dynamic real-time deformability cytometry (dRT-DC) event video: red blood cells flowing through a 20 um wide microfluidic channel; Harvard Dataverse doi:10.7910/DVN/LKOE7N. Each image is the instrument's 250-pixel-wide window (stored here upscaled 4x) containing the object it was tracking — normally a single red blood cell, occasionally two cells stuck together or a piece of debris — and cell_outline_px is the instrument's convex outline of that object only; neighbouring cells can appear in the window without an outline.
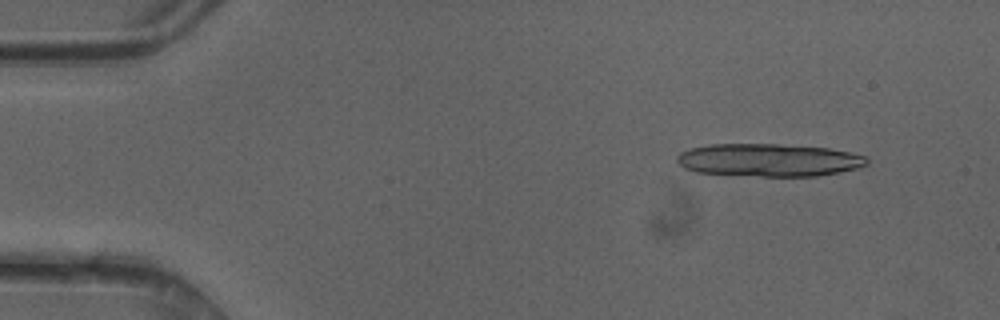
{"species": "common noctule bat (a hibernating species)", "species_latin": "Nyctalus noctula", "temperature_condition": "cold", "stored_images_in_passage": 49, "camera_frame_rate_fps": 3000, "um_per_image_px": 0.085, "animal": {"sex": "female"}, "frame": {"image": 1, "passage_image": 5, "time_ms": 1.333, "image_size_px": [1000, 320], "cell_outline_px": [[868, 164], [860, 168], [840, 172], [816, 176], [760, 176], [696, 172], [684, 168], [676, 160], [676, 156], [680, 152], [692, 148], [712, 144], [776, 144], [828, 148], [868, 156]], "centroid_in_image_um": [65.38, 13.61], "position_along_channel_um": 19.6, "area_um2": 36.3}}
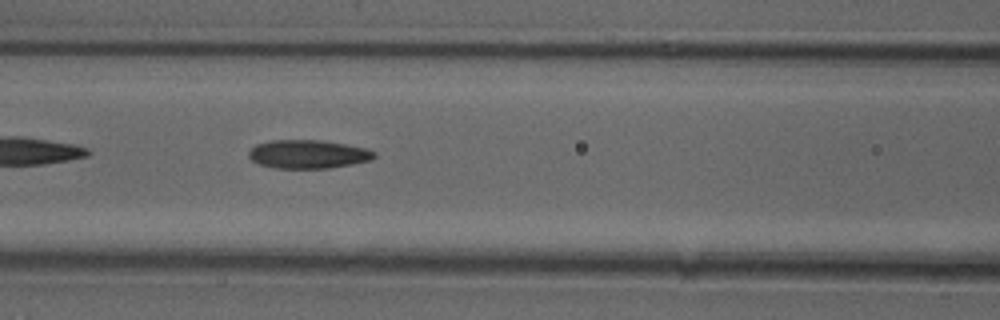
{"frame": {"image": 2, "passage_image": 21, "time_ms": 6.667, "image_size_px": [1000, 320], "cell_outline_px": [[376, 156], [372, 160], [352, 164], [328, 168], [276, 168], [260, 164], [252, 160], [248, 156], [248, 152], [256, 144], [272, 140], [320, 140], [368, 148], [376, 152]], "centroid_in_image_um": [26.21, 13.1], "position_along_channel_um": 140.4, "area_um2": 20.87}}
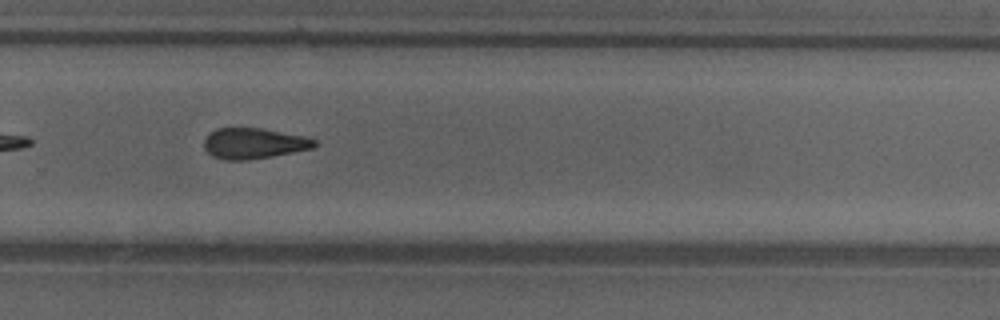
{"frame": {"image": 3, "passage_image": 33, "time_ms": 10.667, "image_size_px": [1000, 320], "cell_outline_px": [[316, 144], [312, 148], [272, 156], [248, 160], [224, 160], [212, 156], [204, 148], [204, 140], [216, 128], [260, 128], [304, 136], [316, 140]], "centroid_in_image_um": [21.55, 12.19], "position_along_channel_um": 308.3, "area_um2": 19.54}, "authors_computed_cell_mechanics": {"area_um2": 20.6924, "velocity_mm_per_s": 4.2032, "shape_relaxation_time_tau1_ms": null, "shape_relaxation_time_tau2_ms": 4.2048, "deformation_change_tau1": null, "deformation_change_tau2": 0.13}}